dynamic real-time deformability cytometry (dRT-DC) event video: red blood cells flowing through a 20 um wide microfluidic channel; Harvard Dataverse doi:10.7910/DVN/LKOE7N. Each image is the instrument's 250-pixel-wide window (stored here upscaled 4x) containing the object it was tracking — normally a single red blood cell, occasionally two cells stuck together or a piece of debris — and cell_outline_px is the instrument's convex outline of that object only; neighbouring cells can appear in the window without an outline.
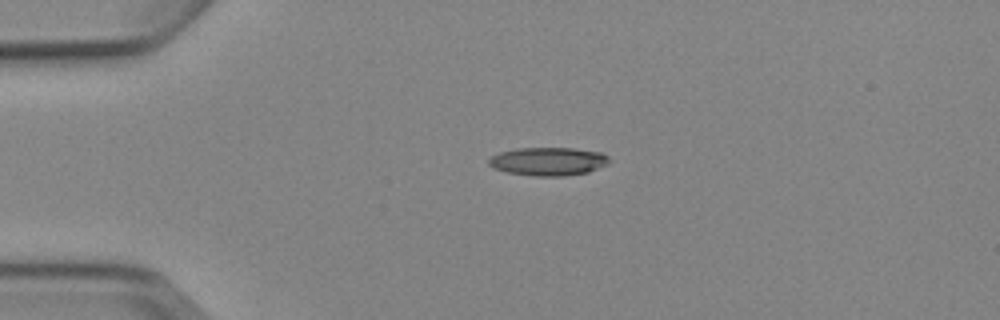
{"species": "Egyptian fruit bat (a non-hibernating species)", "species_latin": "Rousettus aegyptiacus", "temperature_condition": "cold", "stored_images_in_passage": 2, "camera_frame_rate_fps": 3000, "um_per_image_px": 0.085, "animal": {"sex": "female"}, "frame": {"image": 1, "passage_image": 1, "time_ms": 0.0, "image_size_px": [1000, 320], "cell_outline_px": [[608, 164], [588, 172], [564, 176], [532, 176], [508, 172], [492, 168], [488, 164], [488, 160], [492, 156], [500, 152], [516, 148], [576, 148], [600, 152], [608, 156]], "centroid_in_image_um": [46.58, 13.72], "position_along_channel_um": 38.4, "area_um2": 19.88}}